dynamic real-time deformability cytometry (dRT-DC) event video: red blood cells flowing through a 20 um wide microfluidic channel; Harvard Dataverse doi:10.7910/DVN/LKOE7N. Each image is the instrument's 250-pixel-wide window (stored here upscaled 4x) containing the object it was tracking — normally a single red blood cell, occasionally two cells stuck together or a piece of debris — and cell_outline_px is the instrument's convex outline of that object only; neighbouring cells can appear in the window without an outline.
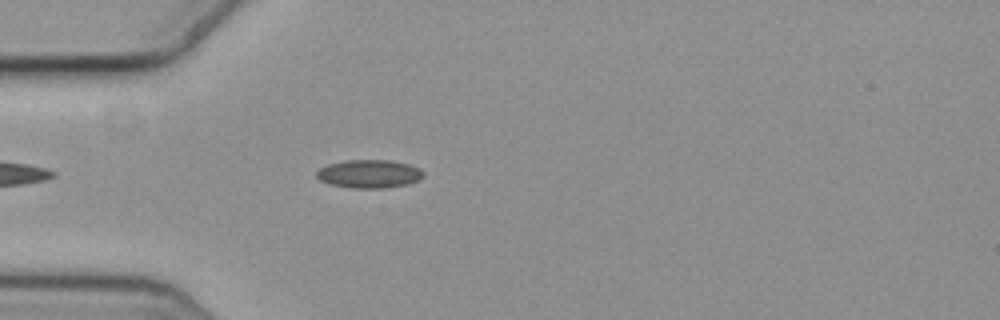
{"species": "common noctule bat (a hibernating species)", "species_latin": "Nyctalus noctula", "temperature_condition": "cold", "stored_images_in_passage": 20, "camera_frame_rate_fps": 3000, "um_per_image_px": 0.085, "animal": {"sex": "female", "body_mass_g": 19.3, "forearm_length_mm": 54.1}, "frame": {"image": 1, "passage_image": 6, "time_ms": 1.667, "image_size_px": [1000, 320], "cell_outline_px": [[424, 176], [420, 180], [408, 184], [384, 188], [352, 188], [332, 184], [320, 180], [316, 176], [316, 172], [320, 168], [328, 164], [344, 160], [388, 160], [408, 164], [424, 172]], "centroid_in_image_um": [31.38, 14.78], "position_along_channel_um": 53.6, "area_um2": 17.51}}